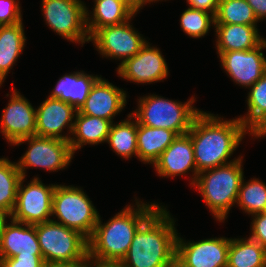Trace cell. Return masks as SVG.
Listing matches in <instances>:
<instances>
[{"instance_id": "1", "label": "cell", "mask_w": 266, "mask_h": 267, "mask_svg": "<svg viewBox=\"0 0 266 267\" xmlns=\"http://www.w3.org/2000/svg\"><path fill=\"white\" fill-rule=\"evenodd\" d=\"M249 133L239 118H223L201 111L193 120L188 134L194 148L198 174L228 162L243 137Z\"/></svg>"}, {"instance_id": "2", "label": "cell", "mask_w": 266, "mask_h": 267, "mask_svg": "<svg viewBox=\"0 0 266 267\" xmlns=\"http://www.w3.org/2000/svg\"><path fill=\"white\" fill-rule=\"evenodd\" d=\"M169 211L160 206L137 230L123 267H175L177 233Z\"/></svg>"}, {"instance_id": "3", "label": "cell", "mask_w": 266, "mask_h": 267, "mask_svg": "<svg viewBox=\"0 0 266 267\" xmlns=\"http://www.w3.org/2000/svg\"><path fill=\"white\" fill-rule=\"evenodd\" d=\"M135 201L136 208L128 205L103 225L99 216L88 239L89 258L102 262L122 261L138 228L160 207L158 203Z\"/></svg>"}, {"instance_id": "4", "label": "cell", "mask_w": 266, "mask_h": 267, "mask_svg": "<svg viewBox=\"0 0 266 267\" xmlns=\"http://www.w3.org/2000/svg\"><path fill=\"white\" fill-rule=\"evenodd\" d=\"M241 159L239 156L231 163L200 172L193 184L213 216L220 222L225 221L229 210L237 201L244 175Z\"/></svg>"}, {"instance_id": "5", "label": "cell", "mask_w": 266, "mask_h": 267, "mask_svg": "<svg viewBox=\"0 0 266 267\" xmlns=\"http://www.w3.org/2000/svg\"><path fill=\"white\" fill-rule=\"evenodd\" d=\"M138 100V108L131 114L139 124L172 130L177 135L188 133L194 118L201 112L192 105L194 97L186 103L157 95L144 96Z\"/></svg>"}, {"instance_id": "6", "label": "cell", "mask_w": 266, "mask_h": 267, "mask_svg": "<svg viewBox=\"0 0 266 267\" xmlns=\"http://www.w3.org/2000/svg\"><path fill=\"white\" fill-rule=\"evenodd\" d=\"M36 233L46 265L89 260L88 239L79 231L51 220L36 224Z\"/></svg>"}, {"instance_id": "7", "label": "cell", "mask_w": 266, "mask_h": 267, "mask_svg": "<svg viewBox=\"0 0 266 267\" xmlns=\"http://www.w3.org/2000/svg\"><path fill=\"white\" fill-rule=\"evenodd\" d=\"M68 228L79 231L89 239L98 222L99 213L81 188L56 185L53 194L52 216Z\"/></svg>"}, {"instance_id": "8", "label": "cell", "mask_w": 266, "mask_h": 267, "mask_svg": "<svg viewBox=\"0 0 266 267\" xmlns=\"http://www.w3.org/2000/svg\"><path fill=\"white\" fill-rule=\"evenodd\" d=\"M46 23L54 32L68 41L89 42L86 26V8L81 0H42Z\"/></svg>"}, {"instance_id": "9", "label": "cell", "mask_w": 266, "mask_h": 267, "mask_svg": "<svg viewBox=\"0 0 266 267\" xmlns=\"http://www.w3.org/2000/svg\"><path fill=\"white\" fill-rule=\"evenodd\" d=\"M28 142L29 148L16 163L17 167L25 178L28 167L43 168L47 171L65 169L73 159V152L69 141L54 137L31 136L15 142L13 145H20Z\"/></svg>"}, {"instance_id": "10", "label": "cell", "mask_w": 266, "mask_h": 267, "mask_svg": "<svg viewBox=\"0 0 266 267\" xmlns=\"http://www.w3.org/2000/svg\"><path fill=\"white\" fill-rule=\"evenodd\" d=\"M22 177L11 219L17 222L35 225L51 221L53 194L56 184L46 186L38 177L23 186Z\"/></svg>"}, {"instance_id": "11", "label": "cell", "mask_w": 266, "mask_h": 267, "mask_svg": "<svg viewBox=\"0 0 266 267\" xmlns=\"http://www.w3.org/2000/svg\"><path fill=\"white\" fill-rule=\"evenodd\" d=\"M129 21L97 29L89 39L102 56L121 60L120 65L136 55L147 42Z\"/></svg>"}, {"instance_id": "12", "label": "cell", "mask_w": 266, "mask_h": 267, "mask_svg": "<svg viewBox=\"0 0 266 267\" xmlns=\"http://www.w3.org/2000/svg\"><path fill=\"white\" fill-rule=\"evenodd\" d=\"M229 245L224 237L185 242L177 235L175 267H227Z\"/></svg>"}, {"instance_id": "13", "label": "cell", "mask_w": 266, "mask_h": 267, "mask_svg": "<svg viewBox=\"0 0 266 267\" xmlns=\"http://www.w3.org/2000/svg\"><path fill=\"white\" fill-rule=\"evenodd\" d=\"M266 39L251 50L217 51L222 68L231 79L246 88L251 87L266 73Z\"/></svg>"}, {"instance_id": "14", "label": "cell", "mask_w": 266, "mask_h": 267, "mask_svg": "<svg viewBox=\"0 0 266 267\" xmlns=\"http://www.w3.org/2000/svg\"><path fill=\"white\" fill-rule=\"evenodd\" d=\"M0 126V132L11 145L36 135V109L15 89L3 109Z\"/></svg>"}, {"instance_id": "15", "label": "cell", "mask_w": 266, "mask_h": 267, "mask_svg": "<svg viewBox=\"0 0 266 267\" xmlns=\"http://www.w3.org/2000/svg\"><path fill=\"white\" fill-rule=\"evenodd\" d=\"M149 45L147 41L136 55L118 66L121 78L141 84L166 79L169 71L165 58L158 48Z\"/></svg>"}, {"instance_id": "16", "label": "cell", "mask_w": 266, "mask_h": 267, "mask_svg": "<svg viewBox=\"0 0 266 267\" xmlns=\"http://www.w3.org/2000/svg\"><path fill=\"white\" fill-rule=\"evenodd\" d=\"M77 111L67 102L48 97L36 109V135L69 141L71 136H62L61 133L67 126L69 133L72 134L74 127L73 119H75Z\"/></svg>"}, {"instance_id": "17", "label": "cell", "mask_w": 266, "mask_h": 267, "mask_svg": "<svg viewBox=\"0 0 266 267\" xmlns=\"http://www.w3.org/2000/svg\"><path fill=\"white\" fill-rule=\"evenodd\" d=\"M153 166L159 176L176 177L192 171V186L198 176L195 164L194 148L188 133L178 135L164 150Z\"/></svg>"}, {"instance_id": "18", "label": "cell", "mask_w": 266, "mask_h": 267, "mask_svg": "<svg viewBox=\"0 0 266 267\" xmlns=\"http://www.w3.org/2000/svg\"><path fill=\"white\" fill-rule=\"evenodd\" d=\"M127 94L103 78H99L92 86L81 114L100 117L113 123V117L126 106Z\"/></svg>"}, {"instance_id": "19", "label": "cell", "mask_w": 266, "mask_h": 267, "mask_svg": "<svg viewBox=\"0 0 266 267\" xmlns=\"http://www.w3.org/2000/svg\"><path fill=\"white\" fill-rule=\"evenodd\" d=\"M10 222L0 239V258H12L19 253L42 255L36 224H25L12 219Z\"/></svg>"}, {"instance_id": "20", "label": "cell", "mask_w": 266, "mask_h": 267, "mask_svg": "<svg viewBox=\"0 0 266 267\" xmlns=\"http://www.w3.org/2000/svg\"><path fill=\"white\" fill-rule=\"evenodd\" d=\"M217 51H245L259 46L265 39L259 35L257 25L214 24Z\"/></svg>"}, {"instance_id": "21", "label": "cell", "mask_w": 266, "mask_h": 267, "mask_svg": "<svg viewBox=\"0 0 266 267\" xmlns=\"http://www.w3.org/2000/svg\"><path fill=\"white\" fill-rule=\"evenodd\" d=\"M99 76L85 74L83 71L61 77L48 97L57 98L80 110Z\"/></svg>"}, {"instance_id": "22", "label": "cell", "mask_w": 266, "mask_h": 267, "mask_svg": "<svg viewBox=\"0 0 266 267\" xmlns=\"http://www.w3.org/2000/svg\"><path fill=\"white\" fill-rule=\"evenodd\" d=\"M75 117L71 134L73 137L69 140L73 154L83 145H97L107 141L112 124L109 120L81 114L79 111H77Z\"/></svg>"}, {"instance_id": "23", "label": "cell", "mask_w": 266, "mask_h": 267, "mask_svg": "<svg viewBox=\"0 0 266 267\" xmlns=\"http://www.w3.org/2000/svg\"><path fill=\"white\" fill-rule=\"evenodd\" d=\"M177 136L172 130L147 127L137 121V157L141 162L154 164Z\"/></svg>"}, {"instance_id": "24", "label": "cell", "mask_w": 266, "mask_h": 267, "mask_svg": "<svg viewBox=\"0 0 266 267\" xmlns=\"http://www.w3.org/2000/svg\"><path fill=\"white\" fill-rule=\"evenodd\" d=\"M93 16L86 10V26L91 36L97 29L122 24L136 15L122 0H94Z\"/></svg>"}, {"instance_id": "25", "label": "cell", "mask_w": 266, "mask_h": 267, "mask_svg": "<svg viewBox=\"0 0 266 267\" xmlns=\"http://www.w3.org/2000/svg\"><path fill=\"white\" fill-rule=\"evenodd\" d=\"M23 23L0 26V86L25 46Z\"/></svg>"}, {"instance_id": "26", "label": "cell", "mask_w": 266, "mask_h": 267, "mask_svg": "<svg viewBox=\"0 0 266 267\" xmlns=\"http://www.w3.org/2000/svg\"><path fill=\"white\" fill-rule=\"evenodd\" d=\"M250 88L247 98L248 114L239 117L250 132L259 138L266 129V73Z\"/></svg>"}, {"instance_id": "27", "label": "cell", "mask_w": 266, "mask_h": 267, "mask_svg": "<svg viewBox=\"0 0 266 267\" xmlns=\"http://www.w3.org/2000/svg\"><path fill=\"white\" fill-rule=\"evenodd\" d=\"M227 267H266V249L250 238H231Z\"/></svg>"}, {"instance_id": "28", "label": "cell", "mask_w": 266, "mask_h": 267, "mask_svg": "<svg viewBox=\"0 0 266 267\" xmlns=\"http://www.w3.org/2000/svg\"><path fill=\"white\" fill-rule=\"evenodd\" d=\"M127 117L117 124H111L106 141L117 155L125 159L133 155L137 157V120L132 114ZM133 118L135 121H132Z\"/></svg>"}, {"instance_id": "29", "label": "cell", "mask_w": 266, "mask_h": 267, "mask_svg": "<svg viewBox=\"0 0 266 267\" xmlns=\"http://www.w3.org/2000/svg\"><path fill=\"white\" fill-rule=\"evenodd\" d=\"M22 177L15 162L0 158V210L9 211L12 214Z\"/></svg>"}, {"instance_id": "30", "label": "cell", "mask_w": 266, "mask_h": 267, "mask_svg": "<svg viewBox=\"0 0 266 267\" xmlns=\"http://www.w3.org/2000/svg\"><path fill=\"white\" fill-rule=\"evenodd\" d=\"M215 24L256 25L258 20L246 0H219Z\"/></svg>"}, {"instance_id": "31", "label": "cell", "mask_w": 266, "mask_h": 267, "mask_svg": "<svg viewBox=\"0 0 266 267\" xmlns=\"http://www.w3.org/2000/svg\"><path fill=\"white\" fill-rule=\"evenodd\" d=\"M236 203L248 215H255L266 211V184L257 178L240 184Z\"/></svg>"}, {"instance_id": "32", "label": "cell", "mask_w": 266, "mask_h": 267, "mask_svg": "<svg viewBox=\"0 0 266 267\" xmlns=\"http://www.w3.org/2000/svg\"><path fill=\"white\" fill-rule=\"evenodd\" d=\"M180 26L188 36L201 38L205 36L211 24L214 26L215 17L213 14L198 9H186L180 18Z\"/></svg>"}, {"instance_id": "33", "label": "cell", "mask_w": 266, "mask_h": 267, "mask_svg": "<svg viewBox=\"0 0 266 267\" xmlns=\"http://www.w3.org/2000/svg\"><path fill=\"white\" fill-rule=\"evenodd\" d=\"M0 267H46L42 255L19 253L12 258H0Z\"/></svg>"}, {"instance_id": "34", "label": "cell", "mask_w": 266, "mask_h": 267, "mask_svg": "<svg viewBox=\"0 0 266 267\" xmlns=\"http://www.w3.org/2000/svg\"><path fill=\"white\" fill-rule=\"evenodd\" d=\"M19 0H0V26L22 22Z\"/></svg>"}, {"instance_id": "35", "label": "cell", "mask_w": 266, "mask_h": 267, "mask_svg": "<svg viewBox=\"0 0 266 267\" xmlns=\"http://www.w3.org/2000/svg\"><path fill=\"white\" fill-rule=\"evenodd\" d=\"M250 239L266 249V211L252 216Z\"/></svg>"}, {"instance_id": "36", "label": "cell", "mask_w": 266, "mask_h": 267, "mask_svg": "<svg viewBox=\"0 0 266 267\" xmlns=\"http://www.w3.org/2000/svg\"><path fill=\"white\" fill-rule=\"evenodd\" d=\"M189 4V8L204 10L215 16L219 0H186Z\"/></svg>"}, {"instance_id": "37", "label": "cell", "mask_w": 266, "mask_h": 267, "mask_svg": "<svg viewBox=\"0 0 266 267\" xmlns=\"http://www.w3.org/2000/svg\"><path fill=\"white\" fill-rule=\"evenodd\" d=\"M258 21L266 18V0H246Z\"/></svg>"}, {"instance_id": "38", "label": "cell", "mask_w": 266, "mask_h": 267, "mask_svg": "<svg viewBox=\"0 0 266 267\" xmlns=\"http://www.w3.org/2000/svg\"><path fill=\"white\" fill-rule=\"evenodd\" d=\"M122 1L129 8H131L135 14H137V12L141 10L140 8L143 7V5L151 2L150 0H122Z\"/></svg>"}, {"instance_id": "39", "label": "cell", "mask_w": 266, "mask_h": 267, "mask_svg": "<svg viewBox=\"0 0 266 267\" xmlns=\"http://www.w3.org/2000/svg\"><path fill=\"white\" fill-rule=\"evenodd\" d=\"M46 267H88V260H78L70 263L47 264Z\"/></svg>"}, {"instance_id": "40", "label": "cell", "mask_w": 266, "mask_h": 267, "mask_svg": "<svg viewBox=\"0 0 266 267\" xmlns=\"http://www.w3.org/2000/svg\"><path fill=\"white\" fill-rule=\"evenodd\" d=\"M88 267H123V266L120 262H102L89 258Z\"/></svg>"}, {"instance_id": "41", "label": "cell", "mask_w": 266, "mask_h": 267, "mask_svg": "<svg viewBox=\"0 0 266 267\" xmlns=\"http://www.w3.org/2000/svg\"><path fill=\"white\" fill-rule=\"evenodd\" d=\"M7 217L11 220L12 214L6 210H0V239L7 225Z\"/></svg>"}, {"instance_id": "42", "label": "cell", "mask_w": 266, "mask_h": 267, "mask_svg": "<svg viewBox=\"0 0 266 267\" xmlns=\"http://www.w3.org/2000/svg\"><path fill=\"white\" fill-rule=\"evenodd\" d=\"M265 135H266V129L261 133L259 137H265Z\"/></svg>"}]
</instances>
